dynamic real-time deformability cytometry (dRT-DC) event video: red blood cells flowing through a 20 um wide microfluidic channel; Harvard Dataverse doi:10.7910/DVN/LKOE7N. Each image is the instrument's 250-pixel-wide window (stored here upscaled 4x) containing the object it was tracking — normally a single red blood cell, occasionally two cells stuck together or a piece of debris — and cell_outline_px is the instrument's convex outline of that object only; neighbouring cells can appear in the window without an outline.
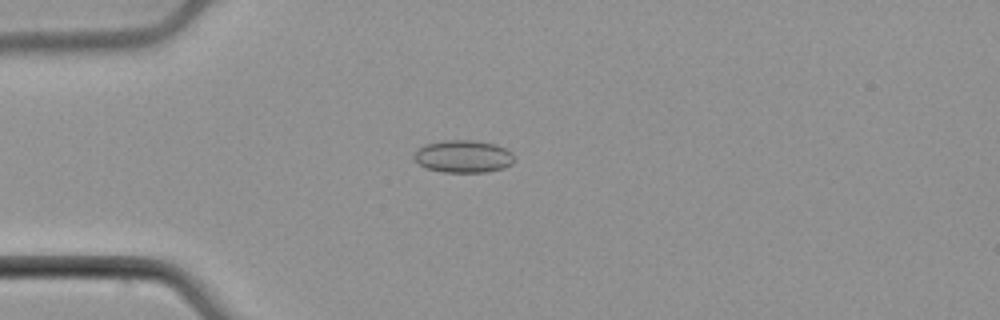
{"species": "common noctule bat (a hibernating species)", "species_latin": "Nyctalus noctula", "temperature_condition": "cold", "stored_images_in_passage": 51, "camera_frame_rate_fps": 3000, "um_per_image_px": 0.085, "animal": {"sex": "male", "body_mass_g": 21.5, "forearm_length_mm": 52.0}, "frame": {"image": 1, "passage_image": 13, "time_ms": 4.0, "image_size_px": [1000, 320], "cell_outline_px": [[516, 160], [512, 164], [504, 168], [488, 172], [444, 172], [428, 168], [420, 164], [412, 156], [416, 148], [424, 144], [444, 140], [476, 140], [496, 144], [512, 152]], "centroid_in_image_um": [39.4, 13.28], "position_along_channel_um": 45.6, "area_um2": 19.25}}
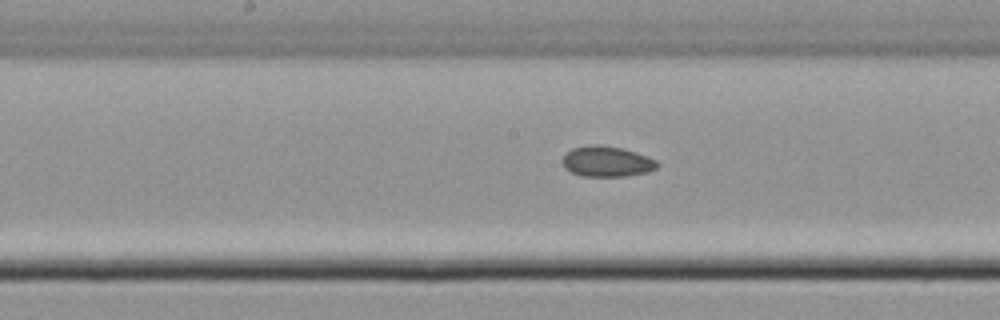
{"frame": {"image": 2, "passage_image": 26, "time_ms": 8.333, "image_size_px": [1000, 320], "cell_outline_px": [[660, 164], [656, 168], [648, 172], [624, 176], [580, 176], [564, 168], [560, 160], [572, 148], [592, 144], [600, 144], [624, 148], [648, 156], [656, 160]], "centroid_in_image_um": [51.58, 13.71], "position_along_channel_um": 196.6, "area_um2": 17.11}}
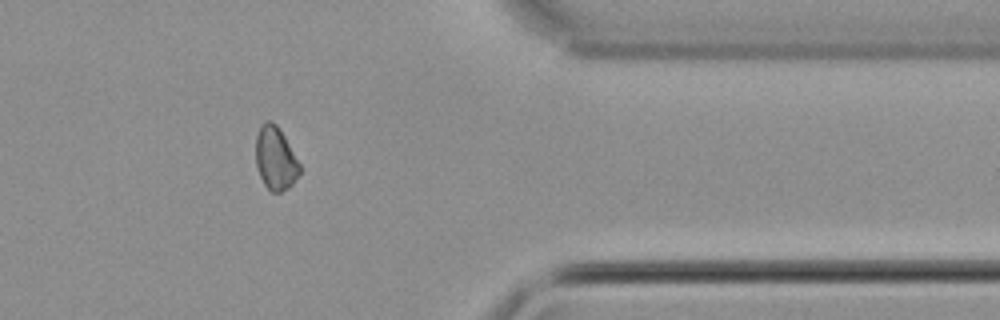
{"frame": {"image": 3, "passage_image": 42, "time_ms": 13.667, "image_size_px": [1000, 320], "cell_outline_px": [[300, 172], [292, 184], [288, 188], [280, 192], [272, 192], [264, 184], [256, 168], [256, 136], [260, 124], [264, 120], [272, 120], [276, 124], [284, 136], [300, 164]], "centroid_in_image_um": [23.39, 13.44], "position_along_channel_um": 388.0, "area_um2": 16.18}}